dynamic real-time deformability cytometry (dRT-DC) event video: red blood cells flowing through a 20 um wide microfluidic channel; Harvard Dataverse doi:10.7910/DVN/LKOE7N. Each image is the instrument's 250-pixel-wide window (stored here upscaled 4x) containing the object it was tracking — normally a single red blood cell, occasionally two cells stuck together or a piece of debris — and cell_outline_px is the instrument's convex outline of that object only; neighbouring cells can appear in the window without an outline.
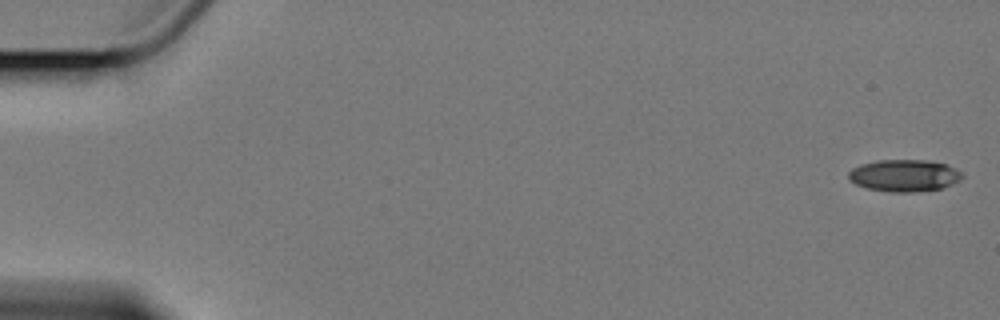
{"species": "Egyptian fruit bat (a non-hibernating species)", "species_latin": "Rousettus aegyptiacus", "temperature_condition": "cold", "stored_images_in_passage": 5, "camera_frame_rate_fps": 3000, "um_per_image_px": 0.085, "animal": {"sex": "female"}, "frame": {"image": 1, "passage_image": 1, "time_ms": 0.0, "image_size_px": [1000, 320], "cell_outline_px": [[964, 176], [960, 180], [952, 184], [940, 188], [916, 192], [892, 192], [868, 188], [856, 184], [848, 180], [848, 172], [852, 168], [860, 164], [876, 160], [928, 160], [944, 164], [956, 168], [964, 172]], "centroid_in_image_um": [76.87, 14.91], "position_along_channel_um": 8.1, "area_um2": 21.33}}
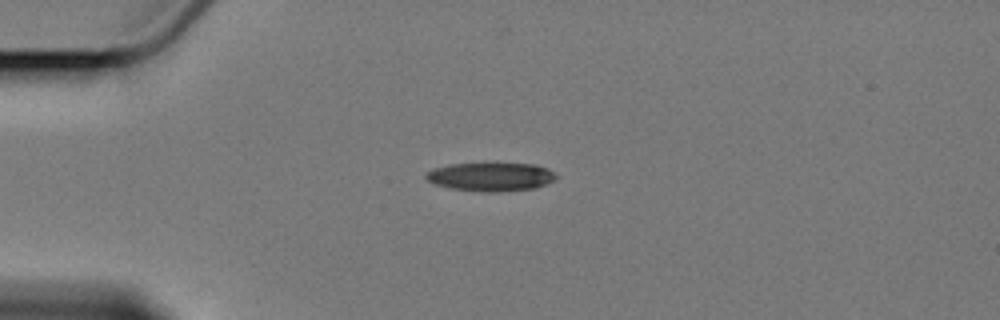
{"frame": {"image": 2, "passage_image": 4, "time_ms": 4.667, "image_size_px": [1000, 320], "cell_outline_px": [[556, 180], [536, 188], [496, 192], [480, 192], [452, 188], [436, 184], [428, 180], [424, 176], [432, 168], [448, 164], [532, 164], [548, 168], [556, 172]], "centroid_in_image_um": [41.75, 15.03], "position_along_channel_um": 43.2, "area_um2": 21.62}}